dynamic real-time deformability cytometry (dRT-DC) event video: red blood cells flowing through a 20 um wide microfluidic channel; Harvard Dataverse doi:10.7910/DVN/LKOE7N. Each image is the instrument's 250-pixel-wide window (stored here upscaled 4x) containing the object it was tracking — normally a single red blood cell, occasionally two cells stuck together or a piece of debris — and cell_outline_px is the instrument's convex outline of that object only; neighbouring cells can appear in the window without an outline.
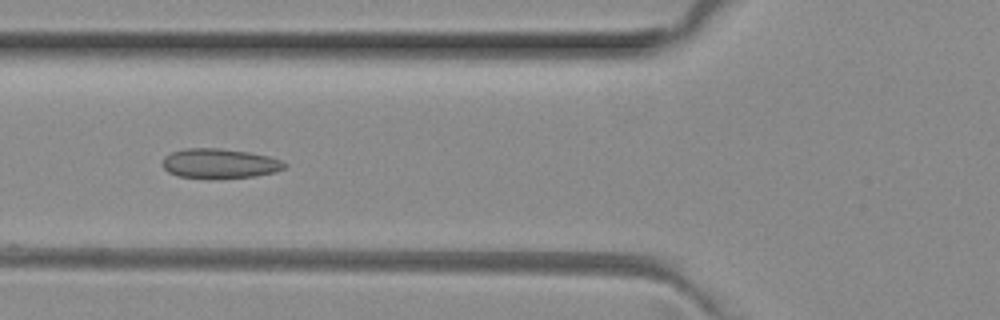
{"species": "common noctule bat (a hibernating species)", "species_latin": "Nyctalus noctula", "temperature_condition": "room temperature", "stored_images_in_passage": 4, "camera_frame_rate_fps": 3000, "um_per_image_px": 0.085, "animal": {"sex": "female", "body_mass_g": 29.2, "forearm_length_mm": 56.3}, "frame": {"image": 1, "passage_image": 4, "time_ms": 1.0, "image_size_px": [1000, 320], "cell_outline_px": [[288, 168], [276, 172], [256, 176], [208, 180], [176, 176], [168, 172], [160, 164], [164, 156], [172, 152], [184, 148], [220, 148], [248, 152], [268, 156], [284, 160], [288, 164]], "centroid_in_image_um": [18.67, 13.92], "position_along_channel_um": 107.1, "area_um2": 21.96}}